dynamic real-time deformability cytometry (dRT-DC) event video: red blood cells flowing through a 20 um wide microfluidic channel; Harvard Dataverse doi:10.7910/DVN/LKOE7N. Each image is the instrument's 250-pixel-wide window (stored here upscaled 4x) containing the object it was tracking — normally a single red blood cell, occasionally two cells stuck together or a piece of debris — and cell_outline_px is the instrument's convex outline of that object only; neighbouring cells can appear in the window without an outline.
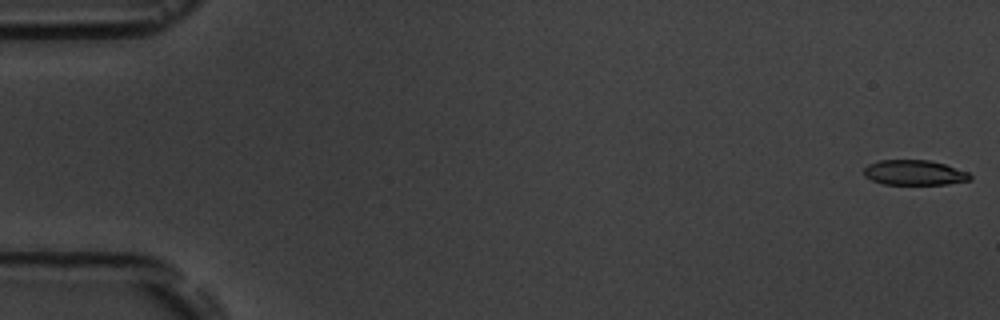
{"species": "common noctule bat (a hibernating species)", "species_latin": "Nyctalus noctula", "temperature_condition": "room temperature", "stored_images_in_passage": 6, "camera_frame_rate_fps": 3000, "um_per_image_px": 0.085, "animal": {"sex": "male", "body_mass_g": 19.5, "forearm_length_mm": 54.6}, "frame": {"image": 1, "passage_image": 1, "time_ms": 0.0, "image_size_px": [1000, 320], "cell_outline_px": [[972, 180], [948, 184], [884, 184], [872, 180], [864, 176], [864, 168], [868, 164], [880, 160], [928, 160], [944, 164], [968, 172], [972, 176]], "centroid_in_image_um": [77.73, 14.67], "position_along_channel_um": 7.3, "area_um2": 15.49}}
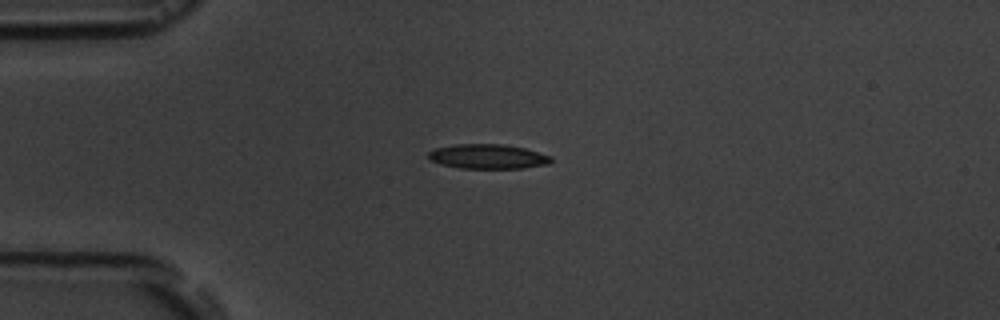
{"frame": {"image": 2, "passage_image": 5, "time_ms": 4.333, "image_size_px": [1000, 320], "cell_outline_px": [[552, 160], [548, 164], [524, 168], [460, 168], [440, 164], [428, 160], [428, 152], [436, 148], [456, 144], [504, 144], [524, 148], [552, 156]], "centroid_in_image_um": [41.45, 13.3], "position_along_channel_um": 43.5, "area_um2": 17.63}}